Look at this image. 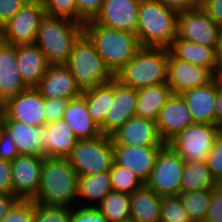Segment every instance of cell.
Instances as JSON below:
<instances>
[{"label": "cell", "mask_w": 222, "mask_h": 222, "mask_svg": "<svg viewBox=\"0 0 222 222\" xmlns=\"http://www.w3.org/2000/svg\"><path fill=\"white\" fill-rule=\"evenodd\" d=\"M77 184V172L67 159L43 157L40 186L32 201L47 206H77Z\"/></svg>", "instance_id": "cell-1"}, {"label": "cell", "mask_w": 222, "mask_h": 222, "mask_svg": "<svg viewBox=\"0 0 222 222\" xmlns=\"http://www.w3.org/2000/svg\"><path fill=\"white\" fill-rule=\"evenodd\" d=\"M84 33L93 42L108 70L115 76L138 52L136 34L109 29L94 20L84 23Z\"/></svg>", "instance_id": "cell-2"}, {"label": "cell", "mask_w": 222, "mask_h": 222, "mask_svg": "<svg viewBox=\"0 0 222 222\" xmlns=\"http://www.w3.org/2000/svg\"><path fill=\"white\" fill-rule=\"evenodd\" d=\"M177 16L155 0H141L136 27L141 47L170 49L177 38Z\"/></svg>", "instance_id": "cell-3"}, {"label": "cell", "mask_w": 222, "mask_h": 222, "mask_svg": "<svg viewBox=\"0 0 222 222\" xmlns=\"http://www.w3.org/2000/svg\"><path fill=\"white\" fill-rule=\"evenodd\" d=\"M83 33L84 24L46 15L38 28L35 44L50 65L66 64L74 44Z\"/></svg>", "instance_id": "cell-4"}, {"label": "cell", "mask_w": 222, "mask_h": 222, "mask_svg": "<svg viewBox=\"0 0 222 222\" xmlns=\"http://www.w3.org/2000/svg\"><path fill=\"white\" fill-rule=\"evenodd\" d=\"M168 49L141 47L136 55L114 76L122 85L139 90L166 84Z\"/></svg>", "instance_id": "cell-5"}, {"label": "cell", "mask_w": 222, "mask_h": 222, "mask_svg": "<svg viewBox=\"0 0 222 222\" xmlns=\"http://www.w3.org/2000/svg\"><path fill=\"white\" fill-rule=\"evenodd\" d=\"M65 65L82 92L110 82L114 78L85 33L74 44Z\"/></svg>", "instance_id": "cell-6"}, {"label": "cell", "mask_w": 222, "mask_h": 222, "mask_svg": "<svg viewBox=\"0 0 222 222\" xmlns=\"http://www.w3.org/2000/svg\"><path fill=\"white\" fill-rule=\"evenodd\" d=\"M66 159L78 176L109 171L113 163L112 137L100 135L91 140H78Z\"/></svg>", "instance_id": "cell-7"}, {"label": "cell", "mask_w": 222, "mask_h": 222, "mask_svg": "<svg viewBox=\"0 0 222 222\" xmlns=\"http://www.w3.org/2000/svg\"><path fill=\"white\" fill-rule=\"evenodd\" d=\"M185 161L169 145L165 144L156 157L155 167L145 186L160 197L178 196L181 193L182 173Z\"/></svg>", "instance_id": "cell-8"}, {"label": "cell", "mask_w": 222, "mask_h": 222, "mask_svg": "<svg viewBox=\"0 0 222 222\" xmlns=\"http://www.w3.org/2000/svg\"><path fill=\"white\" fill-rule=\"evenodd\" d=\"M45 16L42 0H28L0 27V41L14 46L35 44L38 28Z\"/></svg>", "instance_id": "cell-9"}, {"label": "cell", "mask_w": 222, "mask_h": 222, "mask_svg": "<svg viewBox=\"0 0 222 222\" xmlns=\"http://www.w3.org/2000/svg\"><path fill=\"white\" fill-rule=\"evenodd\" d=\"M221 132L215 125L194 123L174 137L168 144L185 162H205Z\"/></svg>", "instance_id": "cell-10"}, {"label": "cell", "mask_w": 222, "mask_h": 222, "mask_svg": "<svg viewBox=\"0 0 222 222\" xmlns=\"http://www.w3.org/2000/svg\"><path fill=\"white\" fill-rule=\"evenodd\" d=\"M220 28L207 16L200 6L179 13L177 16V38L196 44L216 47Z\"/></svg>", "instance_id": "cell-11"}, {"label": "cell", "mask_w": 222, "mask_h": 222, "mask_svg": "<svg viewBox=\"0 0 222 222\" xmlns=\"http://www.w3.org/2000/svg\"><path fill=\"white\" fill-rule=\"evenodd\" d=\"M3 120H13L27 125L45 127L44 97L28 88L1 105Z\"/></svg>", "instance_id": "cell-12"}, {"label": "cell", "mask_w": 222, "mask_h": 222, "mask_svg": "<svg viewBox=\"0 0 222 222\" xmlns=\"http://www.w3.org/2000/svg\"><path fill=\"white\" fill-rule=\"evenodd\" d=\"M214 79L207 68L182 61L168 49L167 86L173 94L201 87Z\"/></svg>", "instance_id": "cell-13"}, {"label": "cell", "mask_w": 222, "mask_h": 222, "mask_svg": "<svg viewBox=\"0 0 222 222\" xmlns=\"http://www.w3.org/2000/svg\"><path fill=\"white\" fill-rule=\"evenodd\" d=\"M43 157L19 155L11 161L13 195L32 201L38 192Z\"/></svg>", "instance_id": "cell-14"}, {"label": "cell", "mask_w": 222, "mask_h": 222, "mask_svg": "<svg viewBox=\"0 0 222 222\" xmlns=\"http://www.w3.org/2000/svg\"><path fill=\"white\" fill-rule=\"evenodd\" d=\"M137 90L114 78V101L99 127L102 135L111 137L129 119L136 116Z\"/></svg>", "instance_id": "cell-15"}, {"label": "cell", "mask_w": 222, "mask_h": 222, "mask_svg": "<svg viewBox=\"0 0 222 222\" xmlns=\"http://www.w3.org/2000/svg\"><path fill=\"white\" fill-rule=\"evenodd\" d=\"M156 124L160 138L165 144L194 124L192 114L181 94L172 93L161 109Z\"/></svg>", "instance_id": "cell-16"}, {"label": "cell", "mask_w": 222, "mask_h": 222, "mask_svg": "<svg viewBox=\"0 0 222 222\" xmlns=\"http://www.w3.org/2000/svg\"><path fill=\"white\" fill-rule=\"evenodd\" d=\"M141 0H104L94 21L109 29L136 34Z\"/></svg>", "instance_id": "cell-17"}, {"label": "cell", "mask_w": 222, "mask_h": 222, "mask_svg": "<svg viewBox=\"0 0 222 222\" xmlns=\"http://www.w3.org/2000/svg\"><path fill=\"white\" fill-rule=\"evenodd\" d=\"M113 146L163 147L157 124L154 121L133 117L112 136Z\"/></svg>", "instance_id": "cell-18"}, {"label": "cell", "mask_w": 222, "mask_h": 222, "mask_svg": "<svg viewBox=\"0 0 222 222\" xmlns=\"http://www.w3.org/2000/svg\"><path fill=\"white\" fill-rule=\"evenodd\" d=\"M162 147L113 146V161L127 168L145 185Z\"/></svg>", "instance_id": "cell-19"}, {"label": "cell", "mask_w": 222, "mask_h": 222, "mask_svg": "<svg viewBox=\"0 0 222 222\" xmlns=\"http://www.w3.org/2000/svg\"><path fill=\"white\" fill-rule=\"evenodd\" d=\"M35 89L44 98L71 100L82 95L74 76L65 64L50 65Z\"/></svg>", "instance_id": "cell-20"}, {"label": "cell", "mask_w": 222, "mask_h": 222, "mask_svg": "<svg viewBox=\"0 0 222 222\" xmlns=\"http://www.w3.org/2000/svg\"><path fill=\"white\" fill-rule=\"evenodd\" d=\"M27 89L16 66V46L0 41V105Z\"/></svg>", "instance_id": "cell-21"}, {"label": "cell", "mask_w": 222, "mask_h": 222, "mask_svg": "<svg viewBox=\"0 0 222 222\" xmlns=\"http://www.w3.org/2000/svg\"><path fill=\"white\" fill-rule=\"evenodd\" d=\"M16 66L25 85L35 88L50 64L36 44H25L16 46Z\"/></svg>", "instance_id": "cell-22"}, {"label": "cell", "mask_w": 222, "mask_h": 222, "mask_svg": "<svg viewBox=\"0 0 222 222\" xmlns=\"http://www.w3.org/2000/svg\"><path fill=\"white\" fill-rule=\"evenodd\" d=\"M192 114L194 123L215 125L216 80L181 94Z\"/></svg>", "instance_id": "cell-23"}, {"label": "cell", "mask_w": 222, "mask_h": 222, "mask_svg": "<svg viewBox=\"0 0 222 222\" xmlns=\"http://www.w3.org/2000/svg\"><path fill=\"white\" fill-rule=\"evenodd\" d=\"M77 141L72 129L63 119L43 127L42 149L45 157L66 159Z\"/></svg>", "instance_id": "cell-24"}, {"label": "cell", "mask_w": 222, "mask_h": 222, "mask_svg": "<svg viewBox=\"0 0 222 222\" xmlns=\"http://www.w3.org/2000/svg\"><path fill=\"white\" fill-rule=\"evenodd\" d=\"M62 119L70 126L78 140H91L102 135L99 126L88 112L83 95L69 100Z\"/></svg>", "instance_id": "cell-25"}, {"label": "cell", "mask_w": 222, "mask_h": 222, "mask_svg": "<svg viewBox=\"0 0 222 222\" xmlns=\"http://www.w3.org/2000/svg\"><path fill=\"white\" fill-rule=\"evenodd\" d=\"M3 127L10 132L19 155L45 157L42 149L43 127L13 120H3Z\"/></svg>", "instance_id": "cell-26"}, {"label": "cell", "mask_w": 222, "mask_h": 222, "mask_svg": "<svg viewBox=\"0 0 222 222\" xmlns=\"http://www.w3.org/2000/svg\"><path fill=\"white\" fill-rule=\"evenodd\" d=\"M111 191L113 188L109 171L78 176L77 197L80 206L97 207Z\"/></svg>", "instance_id": "cell-27"}, {"label": "cell", "mask_w": 222, "mask_h": 222, "mask_svg": "<svg viewBox=\"0 0 222 222\" xmlns=\"http://www.w3.org/2000/svg\"><path fill=\"white\" fill-rule=\"evenodd\" d=\"M131 222H160L161 197L143 185L130 194Z\"/></svg>", "instance_id": "cell-28"}, {"label": "cell", "mask_w": 222, "mask_h": 222, "mask_svg": "<svg viewBox=\"0 0 222 222\" xmlns=\"http://www.w3.org/2000/svg\"><path fill=\"white\" fill-rule=\"evenodd\" d=\"M171 95V89L167 84H157L137 90L136 117L156 122Z\"/></svg>", "instance_id": "cell-29"}, {"label": "cell", "mask_w": 222, "mask_h": 222, "mask_svg": "<svg viewBox=\"0 0 222 222\" xmlns=\"http://www.w3.org/2000/svg\"><path fill=\"white\" fill-rule=\"evenodd\" d=\"M169 50L180 60L205 67L215 74V47L196 44L185 39H175Z\"/></svg>", "instance_id": "cell-30"}, {"label": "cell", "mask_w": 222, "mask_h": 222, "mask_svg": "<svg viewBox=\"0 0 222 222\" xmlns=\"http://www.w3.org/2000/svg\"><path fill=\"white\" fill-rule=\"evenodd\" d=\"M92 120L100 127L114 101V78L82 92Z\"/></svg>", "instance_id": "cell-31"}, {"label": "cell", "mask_w": 222, "mask_h": 222, "mask_svg": "<svg viewBox=\"0 0 222 222\" xmlns=\"http://www.w3.org/2000/svg\"><path fill=\"white\" fill-rule=\"evenodd\" d=\"M218 183L213 178L207 161L185 162L182 173L181 193L195 190H212Z\"/></svg>", "instance_id": "cell-32"}, {"label": "cell", "mask_w": 222, "mask_h": 222, "mask_svg": "<svg viewBox=\"0 0 222 222\" xmlns=\"http://www.w3.org/2000/svg\"><path fill=\"white\" fill-rule=\"evenodd\" d=\"M109 222H131L130 195L111 191L97 206Z\"/></svg>", "instance_id": "cell-33"}, {"label": "cell", "mask_w": 222, "mask_h": 222, "mask_svg": "<svg viewBox=\"0 0 222 222\" xmlns=\"http://www.w3.org/2000/svg\"><path fill=\"white\" fill-rule=\"evenodd\" d=\"M184 209L192 222H204L211 202L212 190H195L180 193Z\"/></svg>", "instance_id": "cell-34"}, {"label": "cell", "mask_w": 222, "mask_h": 222, "mask_svg": "<svg viewBox=\"0 0 222 222\" xmlns=\"http://www.w3.org/2000/svg\"><path fill=\"white\" fill-rule=\"evenodd\" d=\"M113 191L132 194L144 184L127 168L116 164L114 161L109 170Z\"/></svg>", "instance_id": "cell-35"}, {"label": "cell", "mask_w": 222, "mask_h": 222, "mask_svg": "<svg viewBox=\"0 0 222 222\" xmlns=\"http://www.w3.org/2000/svg\"><path fill=\"white\" fill-rule=\"evenodd\" d=\"M160 222H192L179 196L161 197Z\"/></svg>", "instance_id": "cell-36"}, {"label": "cell", "mask_w": 222, "mask_h": 222, "mask_svg": "<svg viewBox=\"0 0 222 222\" xmlns=\"http://www.w3.org/2000/svg\"><path fill=\"white\" fill-rule=\"evenodd\" d=\"M45 13L50 17H63L78 23L85 21L78 15L74 0H42Z\"/></svg>", "instance_id": "cell-37"}, {"label": "cell", "mask_w": 222, "mask_h": 222, "mask_svg": "<svg viewBox=\"0 0 222 222\" xmlns=\"http://www.w3.org/2000/svg\"><path fill=\"white\" fill-rule=\"evenodd\" d=\"M71 208L34 203L33 222H69Z\"/></svg>", "instance_id": "cell-38"}, {"label": "cell", "mask_w": 222, "mask_h": 222, "mask_svg": "<svg viewBox=\"0 0 222 222\" xmlns=\"http://www.w3.org/2000/svg\"><path fill=\"white\" fill-rule=\"evenodd\" d=\"M34 202L18 200L0 222H33Z\"/></svg>", "instance_id": "cell-39"}, {"label": "cell", "mask_w": 222, "mask_h": 222, "mask_svg": "<svg viewBox=\"0 0 222 222\" xmlns=\"http://www.w3.org/2000/svg\"><path fill=\"white\" fill-rule=\"evenodd\" d=\"M207 164L213 178L222 184V132L216 138L214 145L207 156Z\"/></svg>", "instance_id": "cell-40"}, {"label": "cell", "mask_w": 222, "mask_h": 222, "mask_svg": "<svg viewBox=\"0 0 222 222\" xmlns=\"http://www.w3.org/2000/svg\"><path fill=\"white\" fill-rule=\"evenodd\" d=\"M69 222H109L97 207L74 206Z\"/></svg>", "instance_id": "cell-41"}, {"label": "cell", "mask_w": 222, "mask_h": 222, "mask_svg": "<svg viewBox=\"0 0 222 222\" xmlns=\"http://www.w3.org/2000/svg\"><path fill=\"white\" fill-rule=\"evenodd\" d=\"M69 100L60 98H44L45 125L63 118Z\"/></svg>", "instance_id": "cell-42"}, {"label": "cell", "mask_w": 222, "mask_h": 222, "mask_svg": "<svg viewBox=\"0 0 222 222\" xmlns=\"http://www.w3.org/2000/svg\"><path fill=\"white\" fill-rule=\"evenodd\" d=\"M104 0H74L78 15L85 21L94 20L102 9Z\"/></svg>", "instance_id": "cell-43"}, {"label": "cell", "mask_w": 222, "mask_h": 222, "mask_svg": "<svg viewBox=\"0 0 222 222\" xmlns=\"http://www.w3.org/2000/svg\"><path fill=\"white\" fill-rule=\"evenodd\" d=\"M204 222H222V184L212 189L211 202Z\"/></svg>", "instance_id": "cell-44"}, {"label": "cell", "mask_w": 222, "mask_h": 222, "mask_svg": "<svg viewBox=\"0 0 222 222\" xmlns=\"http://www.w3.org/2000/svg\"><path fill=\"white\" fill-rule=\"evenodd\" d=\"M19 156L13 138L3 126L0 129V160L12 161Z\"/></svg>", "instance_id": "cell-45"}, {"label": "cell", "mask_w": 222, "mask_h": 222, "mask_svg": "<svg viewBox=\"0 0 222 222\" xmlns=\"http://www.w3.org/2000/svg\"><path fill=\"white\" fill-rule=\"evenodd\" d=\"M199 6L219 28H222V0H200Z\"/></svg>", "instance_id": "cell-46"}, {"label": "cell", "mask_w": 222, "mask_h": 222, "mask_svg": "<svg viewBox=\"0 0 222 222\" xmlns=\"http://www.w3.org/2000/svg\"><path fill=\"white\" fill-rule=\"evenodd\" d=\"M28 0H0V27L10 20Z\"/></svg>", "instance_id": "cell-47"}, {"label": "cell", "mask_w": 222, "mask_h": 222, "mask_svg": "<svg viewBox=\"0 0 222 222\" xmlns=\"http://www.w3.org/2000/svg\"><path fill=\"white\" fill-rule=\"evenodd\" d=\"M0 194L13 195L11 162L0 160Z\"/></svg>", "instance_id": "cell-48"}, {"label": "cell", "mask_w": 222, "mask_h": 222, "mask_svg": "<svg viewBox=\"0 0 222 222\" xmlns=\"http://www.w3.org/2000/svg\"><path fill=\"white\" fill-rule=\"evenodd\" d=\"M168 8L179 14L190 9H194L199 6V0H155Z\"/></svg>", "instance_id": "cell-49"}, {"label": "cell", "mask_w": 222, "mask_h": 222, "mask_svg": "<svg viewBox=\"0 0 222 222\" xmlns=\"http://www.w3.org/2000/svg\"><path fill=\"white\" fill-rule=\"evenodd\" d=\"M18 201L14 195L0 194V221Z\"/></svg>", "instance_id": "cell-50"}, {"label": "cell", "mask_w": 222, "mask_h": 222, "mask_svg": "<svg viewBox=\"0 0 222 222\" xmlns=\"http://www.w3.org/2000/svg\"><path fill=\"white\" fill-rule=\"evenodd\" d=\"M215 126L222 131V90L216 82Z\"/></svg>", "instance_id": "cell-51"}, {"label": "cell", "mask_w": 222, "mask_h": 222, "mask_svg": "<svg viewBox=\"0 0 222 222\" xmlns=\"http://www.w3.org/2000/svg\"><path fill=\"white\" fill-rule=\"evenodd\" d=\"M216 69H222V28H220L219 39L215 47Z\"/></svg>", "instance_id": "cell-52"}, {"label": "cell", "mask_w": 222, "mask_h": 222, "mask_svg": "<svg viewBox=\"0 0 222 222\" xmlns=\"http://www.w3.org/2000/svg\"><path fill=\"white\" fill-rule=\"evenodd\" d=\"M214 79L217 82L218 88L222 90V69H216Z\"/></svg>", "instance_id": "cell-53"}, {"label": "cell", "mask_w": 222, "mask_h": 222, "mask_svg": "<svg viewBox=\"0 0 222 222\" xmlns=\"http://www.w3.org/2000/svg\"><path fill=\"white\" fill-rule=\"evenodd\" d=\"M3 126V112H2V108L0 107V129Z\"/></svg>", "instance_id": "cell-54"}]
</instances>
